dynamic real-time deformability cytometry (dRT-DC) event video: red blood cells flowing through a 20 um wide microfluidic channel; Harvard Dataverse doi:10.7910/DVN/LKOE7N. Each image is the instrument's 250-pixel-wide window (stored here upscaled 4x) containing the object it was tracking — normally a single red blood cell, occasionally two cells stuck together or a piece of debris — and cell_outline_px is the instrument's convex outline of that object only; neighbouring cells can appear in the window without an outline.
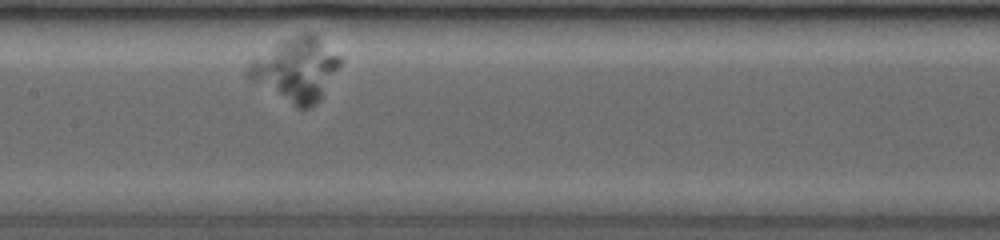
{"species": "common noctule bat (a hibernating species)", "species_latin": "Nyctalus noctula", "temperature_condition": "room temperature", "stored_images_in_passage": 7, "camera_frame_rate_fps": 3500, "um_per_image_px": 0.085, "animal": {"sex": "female", "body_mass_g": 19.0, "forearm_length_mm": 53.3}, "frame": {"image": 1, "passage_image": 6, "time_ms": 4.0, "image_size_px": [1000, 240], "cell_outline_px": [[340, 64], [320, 96], [312, 104], [304, 108], [300, 108], [252, 80], [248, 76], [248, 64], [252, 60], [276, 44], [300, 32], [316, 32], [340, 56]], "centroid_in_image_um": [25.19, 5.8], "position_along_channel_um": 182.2, "area_um2": 32.71}}
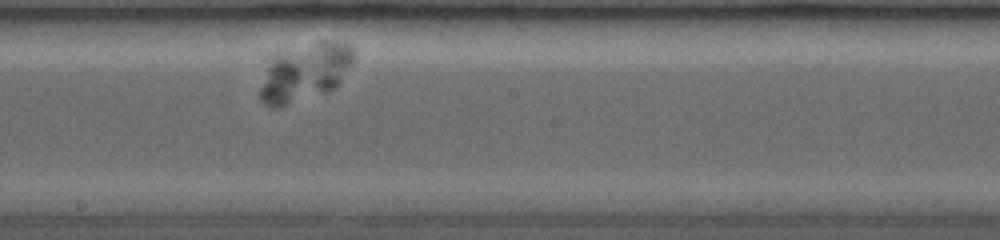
{"frame": {"image": 2, "passage_image": 7, "time_ms": 5.143, "image_size_px": [1000, 240], "cell_outline_px": [[356, 56], [340, 84], [332, 88], [284, 104], [268, 104], [260, 96], [260, 88], [268, 56], [272, 52], [320, 40], [328, 40], [348, 44], [356, 52]], "centroid_in_image_um": [25.93, 6.0], "position_along_channel_um": 222.3, "area_um2": 31.33}}